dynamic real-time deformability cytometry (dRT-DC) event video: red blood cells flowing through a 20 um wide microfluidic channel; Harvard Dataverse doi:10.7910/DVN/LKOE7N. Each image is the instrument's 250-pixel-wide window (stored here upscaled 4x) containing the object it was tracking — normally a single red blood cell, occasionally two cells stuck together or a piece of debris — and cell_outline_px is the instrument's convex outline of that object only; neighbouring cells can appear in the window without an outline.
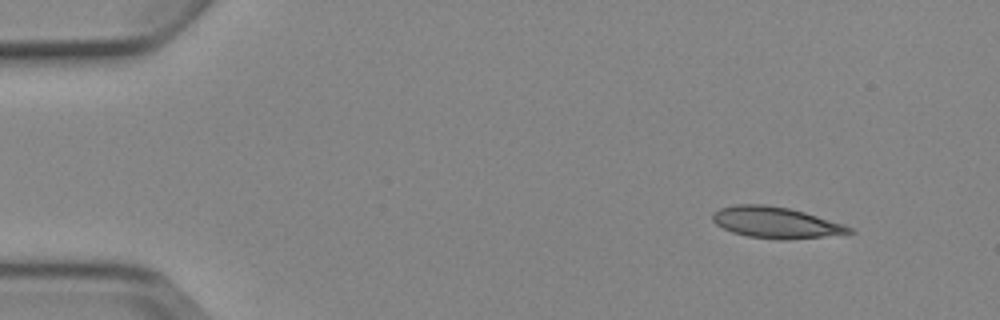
{"species": "Egyptian fruit bat (a non-hibernating species)", "species_latin": "Rousettus aegyptiacus", "temperature_condition": "cold", "stored_images_in_passage": 4, "camera_frame_rate_fps": 3000, "um_per_image_px": 0.085, "animal": {"sex": "female"}, "frame": {"image": 1, "passage_image": 1, "time_ms": 0.0, "image_size_px": [1000, 320], "cell_outline_px": [[856, 232], [824, 236], [780, 240], [748, 236], [732, 232], [716, 224], [712, 220], [712, 212], [720, 208], [736, 204], [764, 204], [788, 208], [804, 212], [844, 224], [852, 228]], "centroid_in_image_um": [65.92, 18.91], "position_along_channel_um": 19.1, "area_um2": 24.68}}